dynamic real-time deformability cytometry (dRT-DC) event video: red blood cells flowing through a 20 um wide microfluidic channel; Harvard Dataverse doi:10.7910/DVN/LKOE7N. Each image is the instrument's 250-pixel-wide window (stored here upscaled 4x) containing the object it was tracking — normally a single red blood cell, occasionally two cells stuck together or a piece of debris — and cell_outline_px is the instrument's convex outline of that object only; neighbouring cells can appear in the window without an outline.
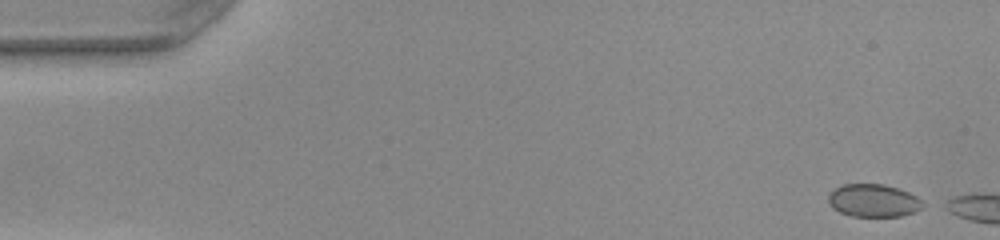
{"species": "common noctule bat (a hibernating species)", "species_latin": "Nyctalus noctula", "temperature_condition": "warm", "stored_images_in_passage": 42, "camera_frame_rate_fps": 3000, "um_per_image_px": 0.085, "animal": {"sex": "female", "body_mass_g": 22.0, "forearm_length_mm": 56.7}, "frame": {"image": 1, "passage_image": 1, "time_ms": 0.0, "image_size_px": [1000, 240], "cell_outline_px": [[928, 204], [924, 208], [900, 216], [852, 216], [840, 212], [832, 208], [828, 200], [828, 196], [840, 184], [884, 184], [900, 188], [916, 196]], "centroid_in_image_um": [74.29, 17.04], "position_along_channel_um": 10.7, "area_um2": 18.21}}
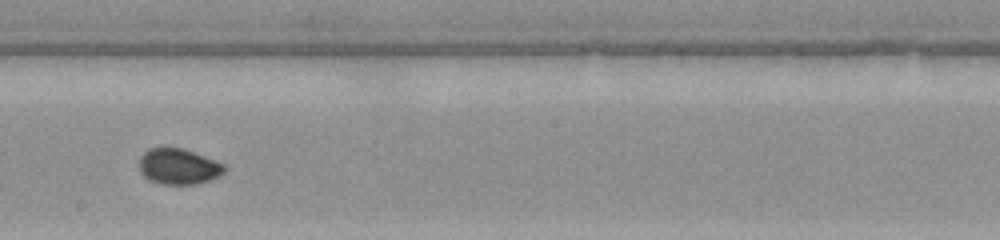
{"frame": {"image": 2, "passage_image": 27, "time_ms": 8.667, "image_size_px": [1000, 240], "cell_outline_px": [[224, 172], [220, 176], [200, 184], [160, 184], [148, 180], [140, 172], [140, 156], [144, 152], [152, 148], [184, 148], [224, 164]], "centroid_in_image_um": [15.17, 14.17], "position_along_channel_um": 233.0, "area_um2": 17.74}}
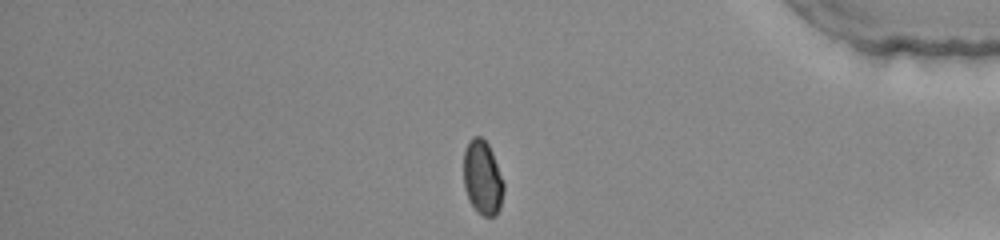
{"frame": {"image": 3, "passage_image": 41, "time_ms": 13.333, "image_size_px": [1000, 240], "cell_outline_px": [[504, 192], [500, 208], [496, 216], [484, 216], [468, 200], [464, 188], [464, 152], [468, 140], [472, 136], [480, 136], [488, 144], [492, 152], [504, 184]], "centroid_in_image_um": [41.01, 15.09], "position_along_channel_um": 394.2, "area_um2": 17.28}}